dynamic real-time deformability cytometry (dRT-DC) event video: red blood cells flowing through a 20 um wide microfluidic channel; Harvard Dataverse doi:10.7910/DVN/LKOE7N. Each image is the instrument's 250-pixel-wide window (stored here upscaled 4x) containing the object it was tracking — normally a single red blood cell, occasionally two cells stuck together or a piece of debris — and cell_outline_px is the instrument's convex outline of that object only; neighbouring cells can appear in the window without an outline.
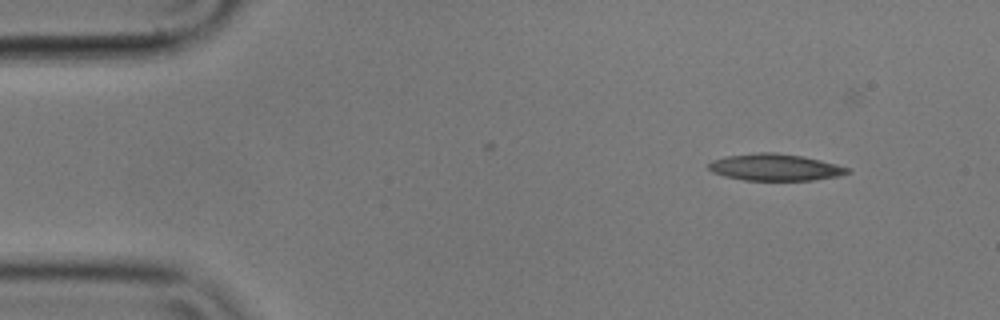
{"species": "common noctule bat (a hibernating species)", "species_latin": "Nyctalus noctula", "temperature_condition": "cold", "stored_images_in_passage": 4, "camera_frame_rate_fps": 3000, "um_per_image_px": 0.085, "animal": {"sex": "male", "body_mass_g": 17.9}, "frame": {"image": 1, "passage_image": 1, "time_ms": 0.0, "image_size_px": [1000, 320], "cell_outline_px": [[852, 172], [840, 176], [812, 180], [744, 180], [724, 176], [712, 172], [708, 168], [708, 164], [712, 160], [728, 156], [760, 152], [776, 152], [804, 156], [852, 168]], "centroid_in_image_um": [65.93, 14.22], "position_along_channel_um": 19.1, "area_um2": 21.79}}
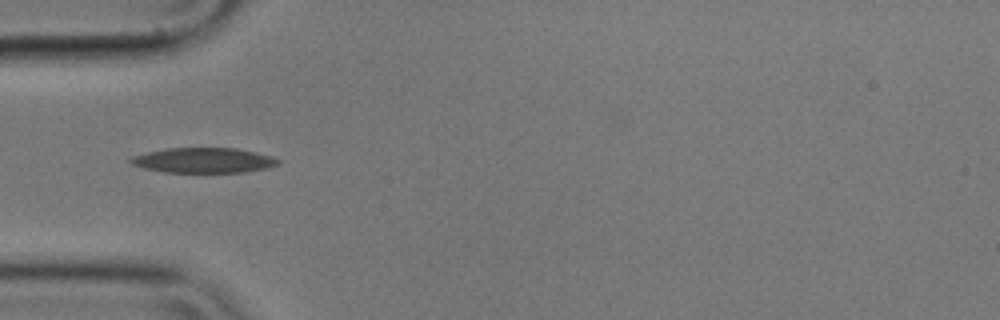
{"frame": {"image": 2, "passage_image": 4, "time_ms": 1.0, "image_size_px": [1000, 320], "cell_outline_px": [[280, 164], [268, 168], [244, 172], [164, 172], [144, 168], [132, 164], [128, 160], [132, 156], [148, 152], [168, 148], [236, 148], [256, 152], [272, 156], [280, 160]], "centroid_in_image_um": [17.34, 13.63], "position_along_channel_um": 67.7, "area_um2": 21.56}}